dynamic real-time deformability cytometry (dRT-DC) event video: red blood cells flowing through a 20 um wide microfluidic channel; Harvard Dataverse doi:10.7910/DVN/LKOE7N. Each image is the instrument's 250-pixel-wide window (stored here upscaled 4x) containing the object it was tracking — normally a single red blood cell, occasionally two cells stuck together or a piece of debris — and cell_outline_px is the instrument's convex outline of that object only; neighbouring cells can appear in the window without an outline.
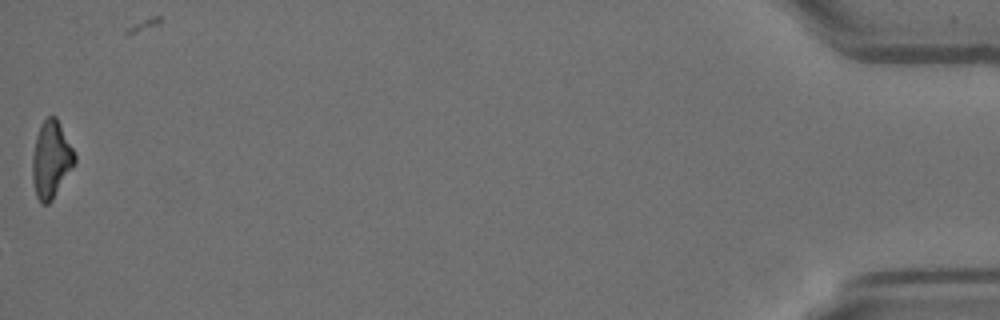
{"species": "Egyptian fruit bat (a non-hibernating species)", "species_latin": "Rousettus aegyptiacus", "temperature_condition": "room temperature", "stored_images_in_passage": 56, "camera_frame_rate_fps": 3000, "um_per_image_px": 0.085, "animal": {"sex": "female"}, "frame": {"image": 1, "passage_image": 56, "time_ms": 18.333, "image_size_px": [1000, 320], "cell_outline_px": [[76, 164], [52, 200], [48, 204], [40, 204], [36, 196], [32, 180], [32, 156], [36, 136], [40, 124], [48, 116], [56, 116], [76, 156]], "centroid_in_image_um": [4.34, 13.59], "position_along_channel_um": 430.9, "area_um2": 19.13}}